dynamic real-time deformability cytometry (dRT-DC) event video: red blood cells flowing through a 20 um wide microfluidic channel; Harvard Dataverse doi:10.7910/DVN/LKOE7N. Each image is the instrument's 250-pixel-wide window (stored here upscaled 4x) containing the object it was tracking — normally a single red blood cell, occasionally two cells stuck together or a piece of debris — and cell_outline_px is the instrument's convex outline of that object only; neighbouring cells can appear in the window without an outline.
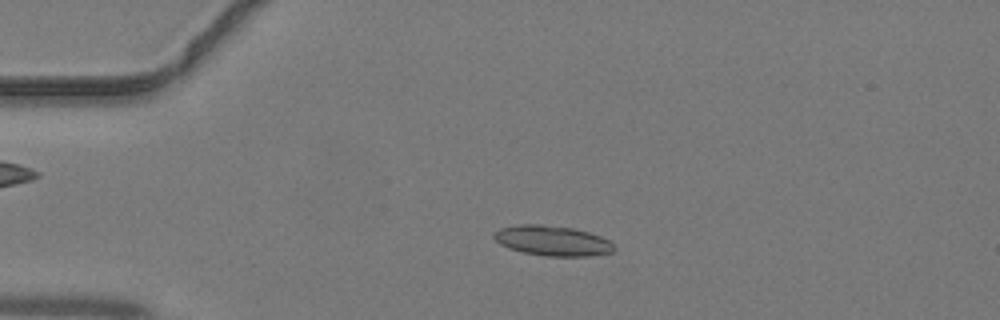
{"species": "common noctule bat (a hibernating species)", "species_latin": "Nyctalus noctula", "temperature_condition": "warm", "stored_images_in_passage": 41, "camera_frame_rate_fps": 3000, "um_per_image_px": 0.085, "animal": {"sex": "male", "body_mass_g": 19.2, "forearm_length_mm": 51.8}, "frame": {"image": 1, "passage_image": 7, "time_ms": 2.0, "image_size_px": [1000, 320], "cell_outline_px": [[616, 248], [612, 252], [588, 256], [548, 256], [524, 252], [508, 248], [500, 244], [492, 236], [492, 232], [500, 228], [516, 224], [540, 224], [572, 228], [588, 232], [600, 236], [608, 240]], "centroid_in_image_um": [46.91, 20.45], "position_along_channel_um": 38.1, "area_um2": 21.04}}
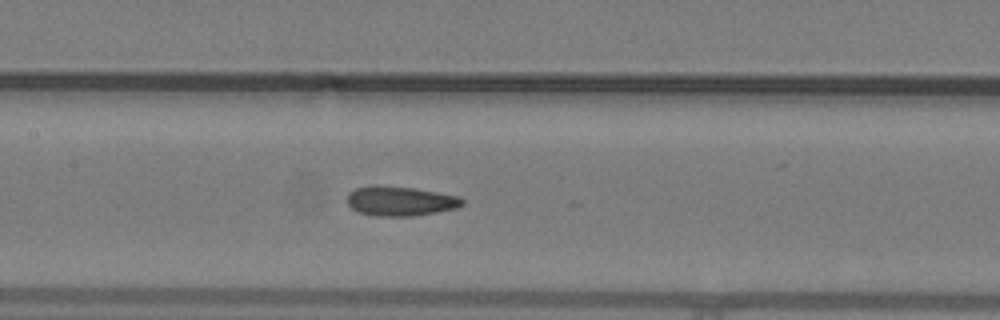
{"frame": {"image": 2, "passage_image": 18, "time_ms": 5.667, "image_size_px": [1000, 320], "cell_outline_px": [[464, 204], [456, 208], [436, 212], [412, 216], [376, 216], [360, 212], [352, 208], [348, 204], [348, 192], [356, 188], [412, 188], [436, 192], [456, 196], [464, 200]], "centroid_in_image_um": [34.06, 17.13], "position_along_channel_um": 173.3, "area_um2": 18.9}}
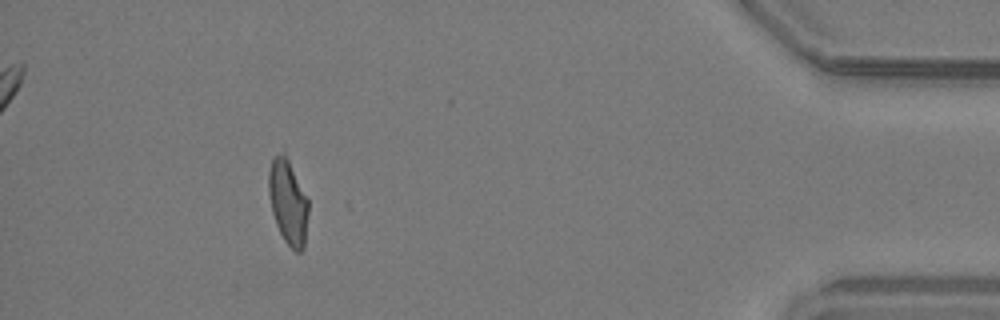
{"frame": {"image": 3, "passage_image": 37, "time_ms": 12.0, "image_size_px": [1000, 320], "cell_outline_px": [[308, 212], [304, 248], [300, 252], [296, 252], [284, 240], [276, 224], [272, 212], [268, 192], [268, 172], [272, 160], [280, 152], [284, 152], [308, 200]], "centroid_in_image_um": [24.47, 17.2], "position_along_channel_um": 410.7, "area_um2": 19.31}}